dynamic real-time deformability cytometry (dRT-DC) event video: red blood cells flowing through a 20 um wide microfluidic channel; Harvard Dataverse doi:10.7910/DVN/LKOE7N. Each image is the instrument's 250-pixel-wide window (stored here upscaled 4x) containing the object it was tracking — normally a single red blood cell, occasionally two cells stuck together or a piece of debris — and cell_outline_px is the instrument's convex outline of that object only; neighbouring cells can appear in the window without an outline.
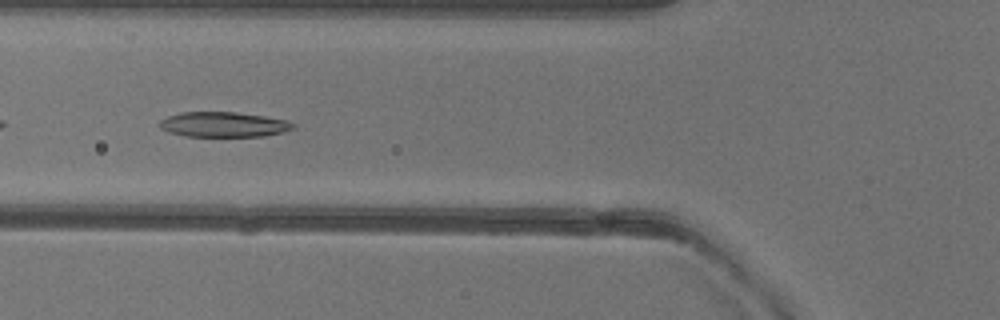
{"species": "common noctule bat (a hibernating species)", "species_latin": "Nyctalus noctula", "temperature_condition": "warm", "stored_images_in_passage": 41, "camera_frame_rate_fps": 3000, "um_per_image_px": 0.085, "animal": {"sex": "female"}, "frame": {"image": 1, "passage_image": 9, "time_ms": 2.667, "image_size_px": [1000, 320], "cell_outline_px": [[296, 128], [284, 132], [264, 136], [184, 136], [168, 132], [160, 128], [160, 120], [168, 116], [180, 112], [236, 112], [264, 116], [288, 120], [296, 124]], "centroid_in_image_um": [19.04, 10.58], "position_along_channel_um": 106.8, "area_um2": 19.65}}
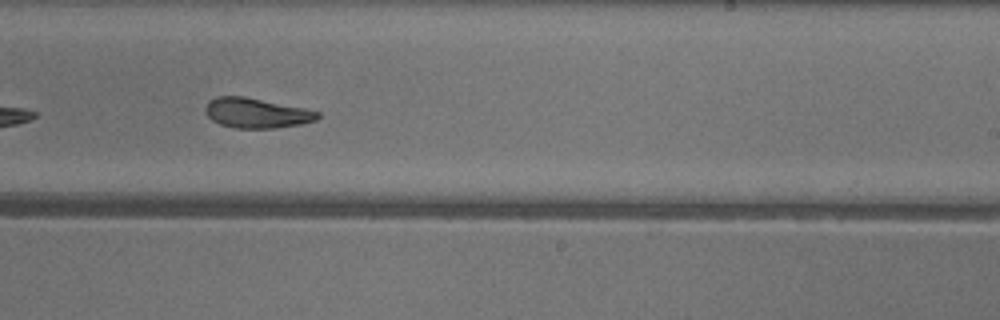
{"frame": {"image": 2, "passage_image": 21, "time_ms": 6.667, "image_size_px": [1000, 320], "cell_outline_px": [[320, 116], [316, 120], [300, 124], [276, 128], [232, 128], [220, 124], [212, 120], [208, 116], [204, 108], [208, 100], [216, 96], [244, 96], [304, 108], [320, 112]], "centroid_in_image_um": [21.77, 9.6], "position_along_channel_um": 267.2, "area_um2": 19.65}}
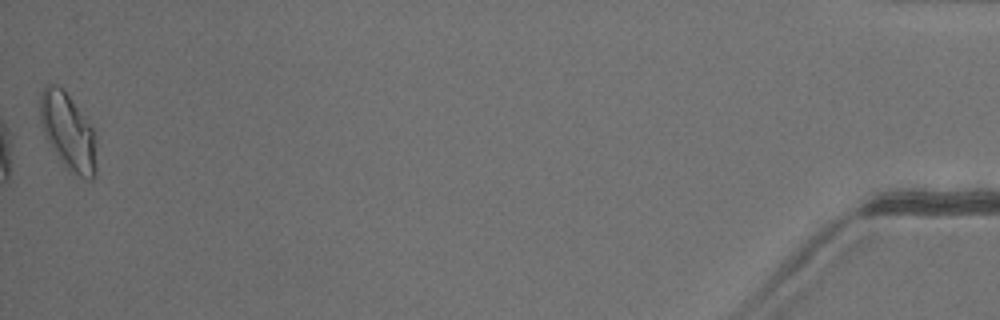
{"frame": {"image": 3, "passage_image": 41, "time_ms": 13.333, "image_size_px": [1000, 320], "cell_outline_px": [[96, 176], [92, 180], [88, 180], [68, 172], [44, 136], [40, 120], [40, 92], [48, 84], [56, 84], [68, 96], [92, 128], [96, 140]], "centroid_in_image_um": [5.78, 11.27], "position_along_channel_um": 429.4, "area_um2": 25.14}, "authors_computed_cell_mechanics": {"area_um2": 20.5768, "velocity_mm_per_s": 4.0035, "shape_relaxation_time_tau1_ms": 4.4447, "shape_relaxation_time_tau2_ms": 3.4239, "deformation_change_tau1": 0.1555, "deformation_change_tau2": 0.0998}}